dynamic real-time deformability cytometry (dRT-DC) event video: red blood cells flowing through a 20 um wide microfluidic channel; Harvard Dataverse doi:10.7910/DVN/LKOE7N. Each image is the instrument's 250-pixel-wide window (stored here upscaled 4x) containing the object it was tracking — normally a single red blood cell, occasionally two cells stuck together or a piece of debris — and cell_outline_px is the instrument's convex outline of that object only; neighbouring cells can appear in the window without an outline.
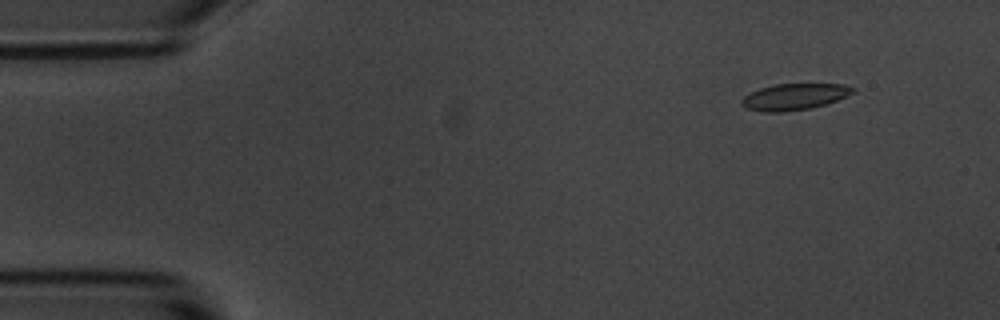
{"species": "common noctule bat (a hibernating species)", "species_latin": "Nyctalus noctula", "temperature_condition": "room temperature", "stored_images_in_passage": 4, "camera_frame_rate_fps": 3000, "um_per_image_px": 0.085, "animal": {"sex": "male", "body_mass_g": 20.1, "forearm_length_mm": 53.5}, "frame": {"image": 1, "passage_image": 1, "time_ms": 0.0, "image_size_px": [1000, 320], "cell_outline_px": [[856, 92], [836, 100], [824, 104], [808, 108], [784, 112], [764, 112], [748, 108], [740, 104], [740, 100], [744, 96], [760, 88], [776, 84], [844, 84], [856, 88]], "centroid_in_image_um": [67.52, 8.21], "position_along_channel_um": 17.5, "area_um2": 16.94}}